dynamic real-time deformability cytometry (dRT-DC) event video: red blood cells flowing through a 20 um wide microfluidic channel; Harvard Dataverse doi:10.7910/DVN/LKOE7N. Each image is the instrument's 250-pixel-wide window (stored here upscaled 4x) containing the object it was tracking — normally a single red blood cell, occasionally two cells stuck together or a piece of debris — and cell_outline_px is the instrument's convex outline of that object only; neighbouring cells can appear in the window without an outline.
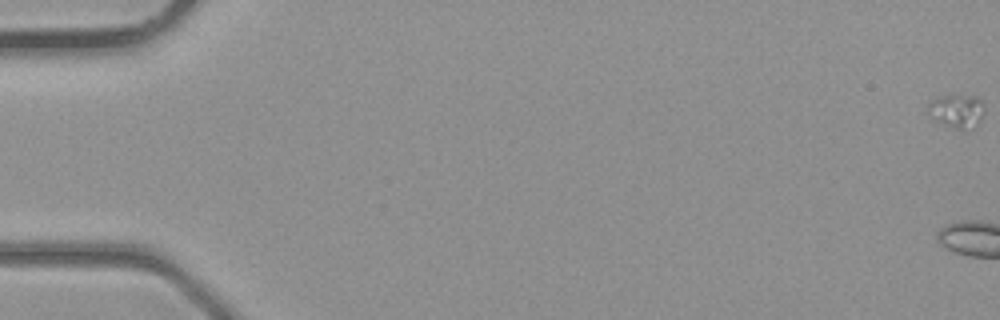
{"species": "common noctule bat (a hibernating species)", "species_latin": "Nyctalus noctula", "temperature_condition": "room temperature", "stored_images_in_passage": 4, "camera_frame_rate_fps": 3000, "um_per_image_px": 0.085, "animal": {"sex": "male", "body_mass_g": 23.1, "forearm_length_mm": 52.7}, "frame": {"image": 1, "passage_image": 1, "time_ms": 0.0, "image_size_px": [1000, 320], "cell_outline_px": [[984, 112], [980, 120], [972, 128], [964, 132], [944, 124], [928, 116], [928, 104], [932, 100], [944, 96], [976, 96], [980, 100], [984, 108]], "centroid_in_image_um": [81.33, 9.47], "position_along_channel_um": 3.7, "area_um2": 10.92}}